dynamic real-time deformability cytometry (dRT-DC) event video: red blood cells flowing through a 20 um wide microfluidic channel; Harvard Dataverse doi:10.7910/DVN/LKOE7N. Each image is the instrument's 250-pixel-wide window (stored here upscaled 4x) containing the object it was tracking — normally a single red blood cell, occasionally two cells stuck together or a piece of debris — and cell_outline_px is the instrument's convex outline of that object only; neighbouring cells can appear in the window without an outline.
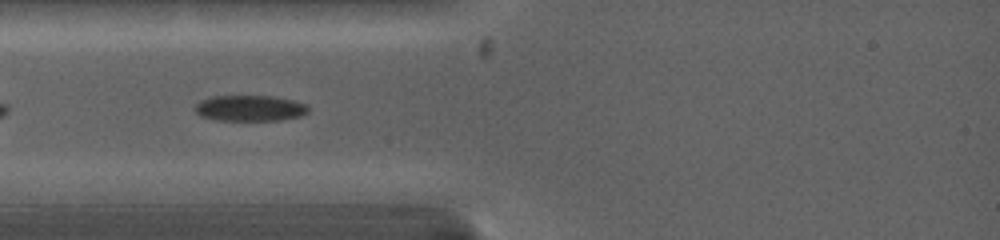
{"species": "common noctule bat (a hibernating species)", "species_latin": "Nyctalus noctula", "temperature_condition": "warm", "stored_images_in_passage": 9, "camera_frame_rate_fps": 5000, "um_per_image_px": 0.085, "animal": {"sex": "female", "body_mass_g": 19.0, "forearm_length_mm": 53.3}, "frame": {"image": 1, "passage_image": 2, "time_ms": 0.8, "image_size_px": [1000, 240], "cell_outline_px": [[308, 112], [300, 116], [280, 120], [216, 120], [200, 116], [196, 112], [196, 104], [200, 100], [212, 96], [276, 96], [292, 100], [304, 104], [308, 108]], "centroid_in_image_um": [21.22, 9.19], "position_along_channel_um": 63.8, "area_um2": 16.99}}
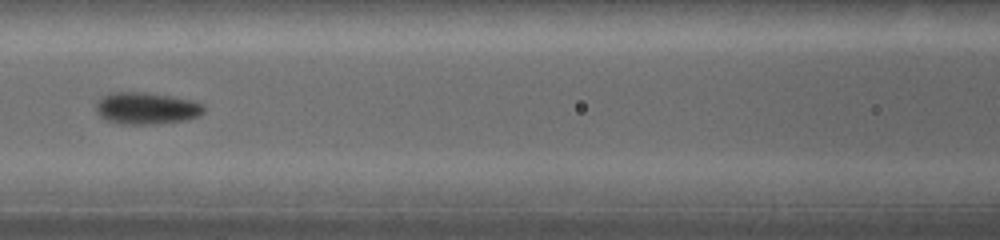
{"frame": {"image": 2, "passage_image": 5, "time_ms": 3.0, "image_size_px": [1000, 240], "cell_outline_px": [[204, 112], [188, 120], [152, 124], [128, 124], [108, 120], [100, 116], [96, 112], [96, 104], [108, 92], [144, 92], [172, 96], [192, 100], [204, 104]], "centroid_in_image_um": [12.47, 9.19], "position_along_channel_um": 154.1, "area_um2": 19.94}}
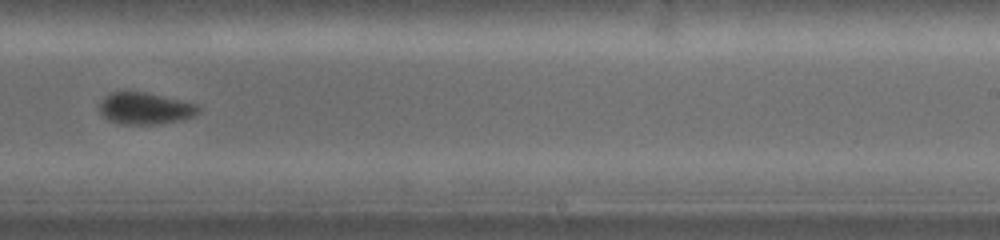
{"frame": {"image": 3, "passage_image": 8, "time_ms": 6.0, "image_size_px": [1000, 240], "cell_outline_px": [[200, 112], [192, 116], [176, 120], [152, 124], [120, 124], [108, 120], [100, 112], [100, 104], [104, 96], [112, 92], [144, 92], [200, 104]], "centroid_in_image_um": [12.33, 9.2], "position_along_channel_um": 276.7, "area_um2": 18.09}}